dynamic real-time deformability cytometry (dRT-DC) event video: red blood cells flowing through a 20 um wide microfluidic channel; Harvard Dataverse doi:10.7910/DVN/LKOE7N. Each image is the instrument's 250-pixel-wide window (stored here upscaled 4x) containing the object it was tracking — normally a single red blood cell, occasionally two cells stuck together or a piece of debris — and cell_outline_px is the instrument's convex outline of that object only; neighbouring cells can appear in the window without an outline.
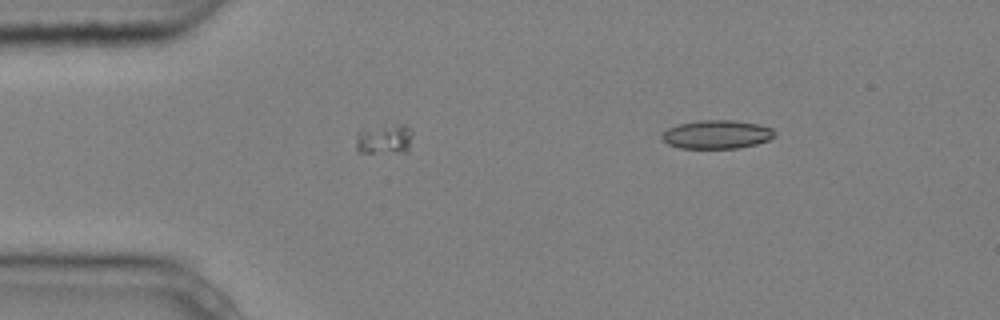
{"species": "common noctule bat (a hibernating species)", "species_latin": "Nyctalus noctula", "temperature_condition": "cold", "stored_images_in_passage": 4, "segment_of_instrument_passage": [1, 2], "camera_frame_rate_fps": 3000, "um_per_image_px": 0.085, "animal": {"sex": "male", "body_mass_g": 20.4}, "frame": {"image": 1, "passage_image": 3, "time_ms": 0.667, "image_size_px": [1000, 320], "cell_outline_px": [[412, 136], [408, 152], [360, 152], [356, 148], [356, 132], [360, 128], [400, 124], [404, 124], [412, 132]], "centroid_in_image_um": [32.64, 11.81], "position_along_channel_um": 52.4, "area_um2": 10.06}}